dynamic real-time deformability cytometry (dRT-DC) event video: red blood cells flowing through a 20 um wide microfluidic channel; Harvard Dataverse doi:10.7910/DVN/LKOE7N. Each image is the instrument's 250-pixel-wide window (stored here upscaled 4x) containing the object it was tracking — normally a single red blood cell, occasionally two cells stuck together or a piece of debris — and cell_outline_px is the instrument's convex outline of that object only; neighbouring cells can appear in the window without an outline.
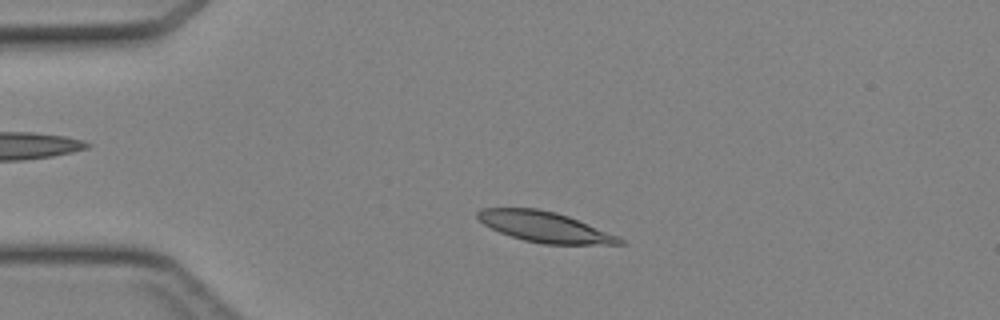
{"species": "Egyptian fruit bat (a non-hibernating species)", "species_latin": "Rousettus aegyptiacus", "temperature_condition": "cold", "stored_images_in_passage": 42, "camera_frame_rate_fps": 3000, "um_per_image_px": 0.085, "animal": {"sex": "female"}, "frame": {"image": 1, "passage_image": 7, "time_ms": 2.0, "image_size_px": [1000, 320], "cell_outline_px": [[624, 244], [544, 244], [524, 240], [500, 232], [484, 224], [476, 216], [476, 212], [480, 208], [536, 208], [556, 212], [568, 216], [620, 236], [624, 240]], "centroid_in_image_um": [46.32, 19.28], "position_along_channel_um": 38.7, "area_um2": 25.09}}
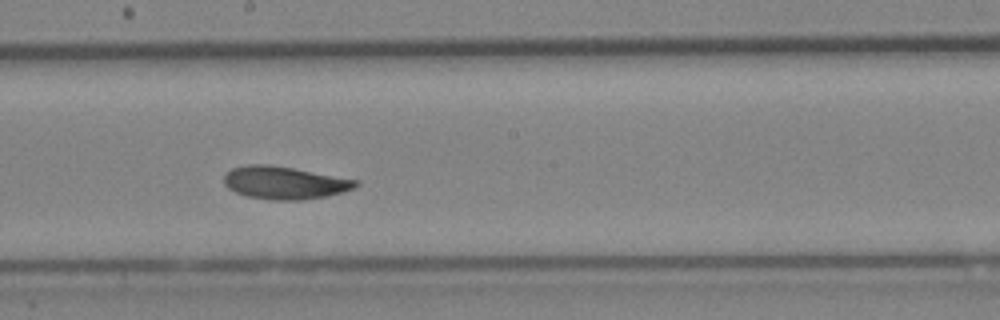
{"frame": {"image": 2, "passage_image": 22, "time_ms": 7.0, "image_size_px": [1000, 320], "cell_outline_px": [[360, 184], [344, 192], [328, 196], [304, 200], [272, 200], [248, 196], [236, 192], [228, 188], [224, 184], [224, 176], [232, 168], [248, 164], [268, 164], [292, 168], [360, 180]], "centroid_in_image_um": [24.21, 15.53], "position_along_channel_um": 224.0, "area_um2": 25.14}}
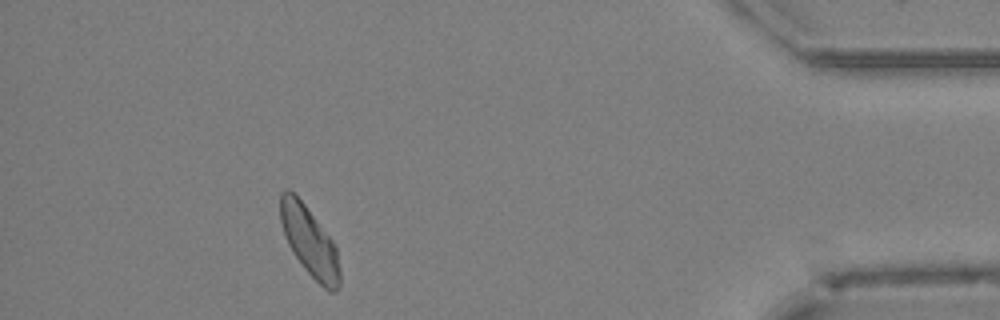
{"frame": {"image": 3, "passage_image": 38, "time_ms": 12.333, "image_size_px": [1000, 320], "cell_outline_px": [[340, 284], [336, 292], [328, 292], [304, 268], [292, 252], [284, 236], [280, 220], [280, 192], [288, 188], [304, 204], [332, 240], [336, 248], [340, 272]], "centroid_in_image_um": [26.3, 20.54], "position_along_channel_um": 408.9, "area_um2": 23.87}}